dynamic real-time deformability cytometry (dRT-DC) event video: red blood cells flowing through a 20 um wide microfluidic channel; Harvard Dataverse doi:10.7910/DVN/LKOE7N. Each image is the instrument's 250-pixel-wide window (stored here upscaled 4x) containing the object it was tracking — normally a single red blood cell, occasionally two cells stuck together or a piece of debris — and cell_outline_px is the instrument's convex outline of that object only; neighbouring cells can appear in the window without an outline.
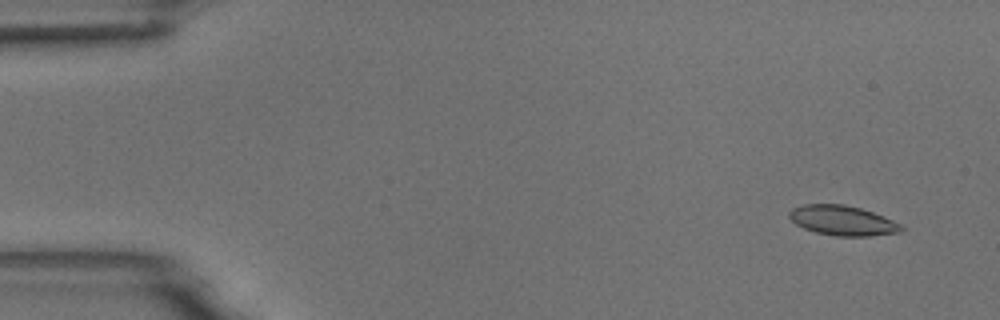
{"species": "common noctule bat (a hibernating species)", "species_latin": "Nyctalus noctula", "temperature_condition": "room temperature", "stored_images_in_passage": 6, "camera_frame_rate_fps": 3000, "um_per_image_px": 0.085, "animal": {"sex": "male", "body_mass_g": 18.8}, "frame": {"image": 1, "passage_image": 1, "time_ms": 0.0, "image_size_px": [1000, 320], "cell_outline_px": [[904, 228], [900, 232], [868, 236], [836, 236], [816, 232], [804, 228], [796, 224], [788, 216], [788, 212], [792, 208], [804, 204], [844, 204], [860, 208], [872, 212], [904, 224]], "centroid_in_image_um": [71.63, 18.74], "position_along_channel_um": 13.4, "area_um2": 19.54}}
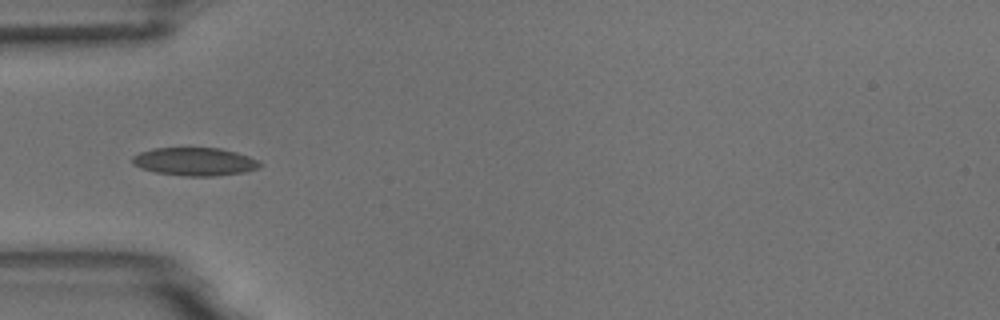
{"frame": {"image": 2, "passage_image": 5, "time_ms": 1.333, "image_size_px": [1000, 320], "cell_outline_px": [[264, 164], [260, 168], [244, 172], [216, 176], [184, 176], [156, 172], [140, 168], [132, 164], [132, 156], [140, 152], [152, 148], [220, 148], [236, 152], [260, 160]], "centroid_in_image_um": [16.58, 13.74], "position_along_channel_um": 68.4, "area_um2": 21.1}}